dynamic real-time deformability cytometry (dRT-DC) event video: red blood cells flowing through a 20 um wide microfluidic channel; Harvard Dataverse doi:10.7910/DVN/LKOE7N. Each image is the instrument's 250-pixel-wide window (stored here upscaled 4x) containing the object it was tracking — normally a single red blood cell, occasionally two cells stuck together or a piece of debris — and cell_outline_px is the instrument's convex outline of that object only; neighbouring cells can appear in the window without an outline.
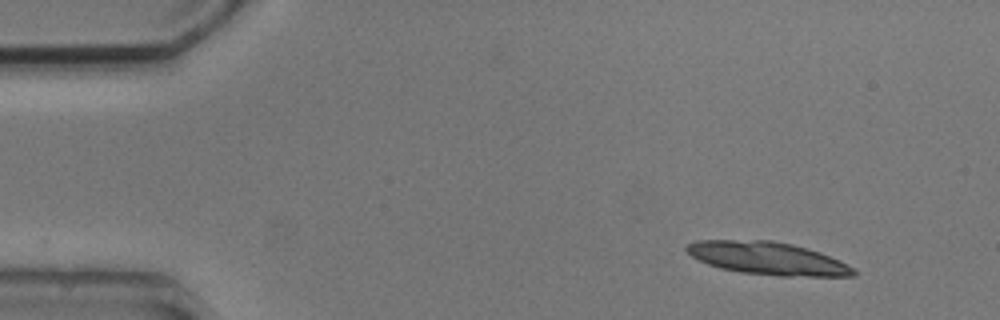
{"species": "common noctule bat (a hibernating species)", "species_latin": "Nyctalus noctula", "temperature_condition": "cold", "stored_images_in_passage": 2, "camera_frame_rate_fps": 3000, "um_per_image_px": 0.085, "animal": {"sex": "male", "body_mass_g": 20.5, "forearm_length_mm": 52.5}, "frame": {"image": 1, "passage_image": 2, "time_ms": 1.333, "image_size_px": [1000, 320], "cell_outline_px": [[856, 276], [780, 276], [740, 272], [720, 268], [708, 264], [692, 256], [684, 248], [688, 244], [696, 240], [772, 240], [792, 244], [808, 248], [820, 252], [840, 260], [856, 268]], "centroid_in_image_um": [65.29, 21.96], "position_along_channel_um": 19.7, "area_um2": 31.96}}